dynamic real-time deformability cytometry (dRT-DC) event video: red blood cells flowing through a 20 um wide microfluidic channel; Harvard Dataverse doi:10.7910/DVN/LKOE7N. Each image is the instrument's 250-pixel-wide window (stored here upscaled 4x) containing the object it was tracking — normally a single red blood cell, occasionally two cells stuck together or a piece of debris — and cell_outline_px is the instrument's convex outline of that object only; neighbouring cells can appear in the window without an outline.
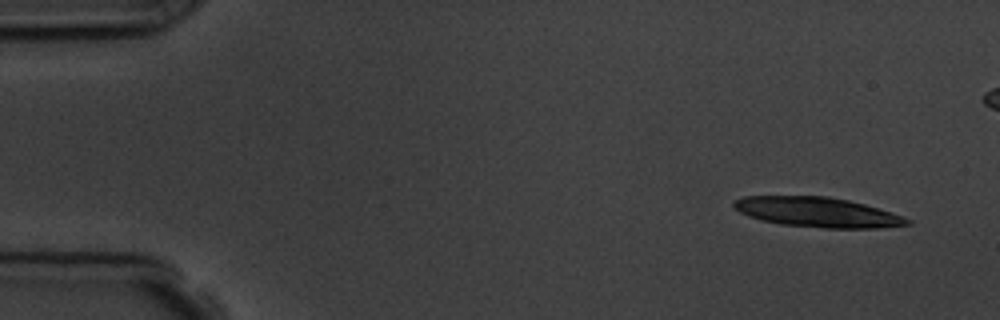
{"species": "common noctule bat (a hibernating species)", "species_latin": "Nyctalus noctula", "temperature_condition": "room temperature", "stored_images_in_passage": 9, "camera_frame_rate_fps": 3000, "um_per_image_px": 0.085, "animal": {"sex": "male", "body_mass_g": 19.5, "forearm_length_mm": 54.6}, "frame": {"image": 1, "passage_image": 1, "time_ms": 0.0, "image_size_px": [1000, 320], "cell_outline_px": [[912, 224], [876, 228], [824, 228], [780, 224], [760, 220], [748, 216], [740, 212], [732, 204], [732, 200], [744, 196], [828, 196], [848, 200], [864, 204], [912, 220]], "centroid_in_image_um": [69.42, 18.03], "position_along_channel_um": 15.6, "area_um2": 30.06}}